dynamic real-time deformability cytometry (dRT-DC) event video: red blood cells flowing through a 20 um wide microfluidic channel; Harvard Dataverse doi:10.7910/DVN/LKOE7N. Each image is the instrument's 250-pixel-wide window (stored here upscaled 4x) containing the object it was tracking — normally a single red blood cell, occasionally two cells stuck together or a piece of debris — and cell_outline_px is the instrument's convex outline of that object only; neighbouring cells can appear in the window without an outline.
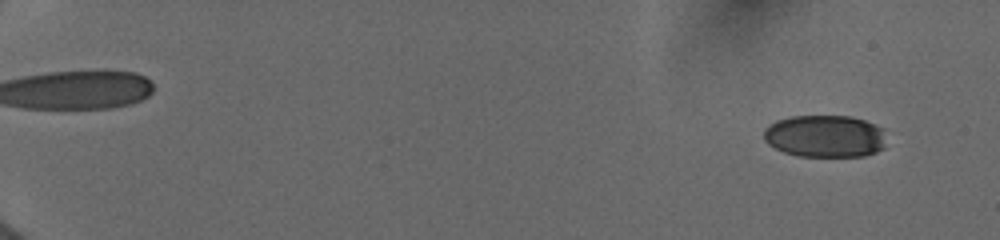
{"species": "human", "species_latin": "Homo sapiens", "temperature_condition": "cold", "stored_images_in_passage": 14, "camera_frame_rate_fps": 3000, "um_per_image_px": 0.085, "donor": {"sex": "female"}, "frame": {"image": 1, "passage_image": 4, "time_ms": 1.0, "image_size_px": [1000, 240], "cell_outline_px": [[884, 148], [876, 152], [864, 156], [800, 156], [784, 152], [768, 144], [764, 140], [764, 128], [768, 124], [776, 120], [788, 116], [852, 116], [876, 124], [884, 128]], "centroid_in_image_um": [70.12, 11.56], "position_along_channel_um": 14.9, "area_um2": 30.52}}